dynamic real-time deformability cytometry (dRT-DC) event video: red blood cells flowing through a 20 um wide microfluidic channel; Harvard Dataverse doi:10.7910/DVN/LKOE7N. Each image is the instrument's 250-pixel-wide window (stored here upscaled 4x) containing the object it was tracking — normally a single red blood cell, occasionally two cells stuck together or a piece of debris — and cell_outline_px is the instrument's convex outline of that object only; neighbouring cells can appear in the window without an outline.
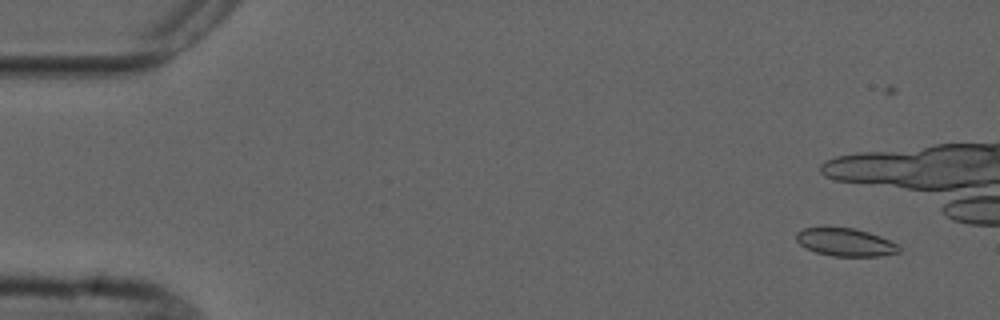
{"species": "common noctule bat (a hibernating species)", "species_latin": "Nyctalus noctula", "temperature_condition": "cold", "stored_images_in_passage": 4, "camera_frame_rate_fps": 3000, "um_per_image_px": 0.085, "animal": {"sex": "male", "forearm_length_mm": 52.5}, "frame": {"image": 1, "passage_image": 1, "time_ms": 0.0, "image_size_px": [1000, 320], "cell_outline_px": [[900, 252], [880, 256], [832, 256], [816, 252], [804, 248], [796, 240], [796, 232], [800, 228], [852, 228], [868, 232], [880, 236], [896, 244], [900, 248]], "centroid_in_image_um": [71.82, 20.6], "position_along_channel_um": 13.2, "area_um2": 16.59}}